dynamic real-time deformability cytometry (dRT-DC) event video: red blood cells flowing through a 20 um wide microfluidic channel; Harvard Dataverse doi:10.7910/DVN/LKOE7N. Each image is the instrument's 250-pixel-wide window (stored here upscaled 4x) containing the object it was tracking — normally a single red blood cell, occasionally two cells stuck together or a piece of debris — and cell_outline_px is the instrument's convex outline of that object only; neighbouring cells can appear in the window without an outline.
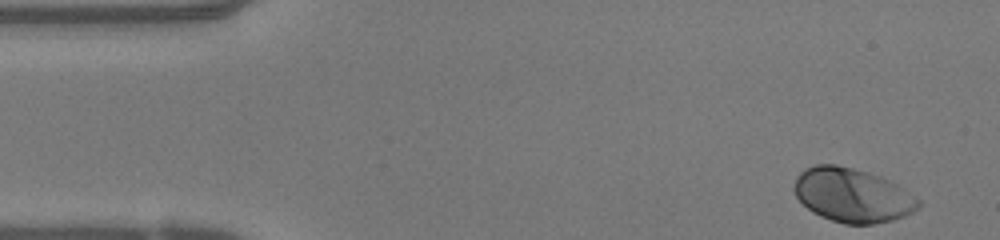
{"species": "human", "species_latin": "Homo sapiens", "temperature_condition": "warm", "stored_images_in_passage": 46, "camera_frame_rate_fps": 3000, "um_per_image_px": 0.085, "donor": {"sex": "female"}, "frame": {"image": 1, "passage_image": 1, "time_ms": 0.0, "image_size_px": [1000, 240], "cell_outline_px": [[920, 208], [904, 216], [892, 220], [872, 224], [844, 224], [820, 216], [812, 212], [796, 196], [792, 188], [796, 176], [804, 168], [816, 164], [836, 164], [852, 168], [880, 176], [896, 184], [920, 200]], "centroid_in_image_um": [72.42, 16.59], "position_along_channel_um": 12.6, "area_um2": 39.07}}
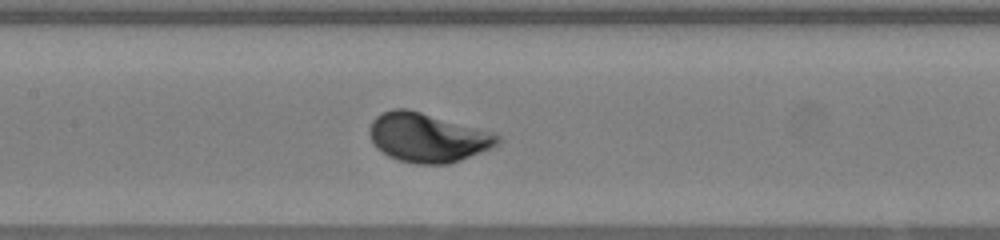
{"frame": {"image": 2, "passage_image": 20, "time_ms": 6.333, "image_size_px": [1000, 240], "cell_outline_px": [[500, 144], [460, 160], [448, 164], [416, 164], [400, 160], [388, 156], [376, 148], [372, 144], [368, 132], [368, 128], [372, 120], [380, 112], [392, 108], [408, 108], [492, 132], [500, 136]], "centroid_in_image_um": [36.28, 11.68], "position_along_channel_um": 171.1, "area_um2": 36.82}}
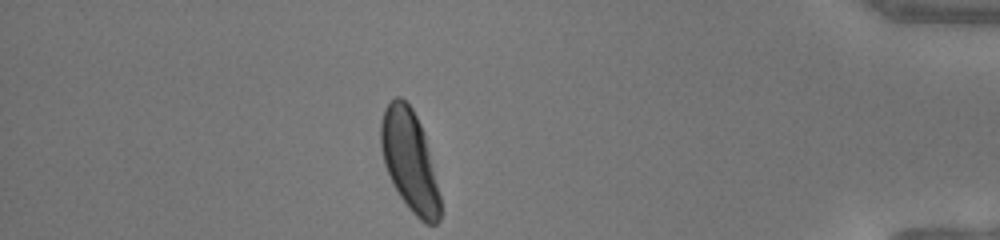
{"frame": {"image": 3, "passage_image": 40, "time_ms": 13.0, "image_size_px": [1000, 240], "cell_outline_px": [[440, 220], [436, 224], [428, 224], [420, 220], [408, 208], [392, 184], [384, 164], [380, 148], [380, 120], [384, 108], [396, 96], [400, 96], [412, 108], [424, 132], [440, 196]], "centroid_in_image_um": [34.79, 13.65], "position_along_channel_um": 400.4, "area_um2": 34.85}, "authors_computed_cell_mechanics": {"area_um2": 35.7782, "velocity_mm_per_s": 4.1511, "shape_relaxation_time_tau1_ms": 1.7129, "shape_relaxation_time_tau2_ms": null, "deformation_change_tau1": 0.1489, "deformation_change_tau2": null}}